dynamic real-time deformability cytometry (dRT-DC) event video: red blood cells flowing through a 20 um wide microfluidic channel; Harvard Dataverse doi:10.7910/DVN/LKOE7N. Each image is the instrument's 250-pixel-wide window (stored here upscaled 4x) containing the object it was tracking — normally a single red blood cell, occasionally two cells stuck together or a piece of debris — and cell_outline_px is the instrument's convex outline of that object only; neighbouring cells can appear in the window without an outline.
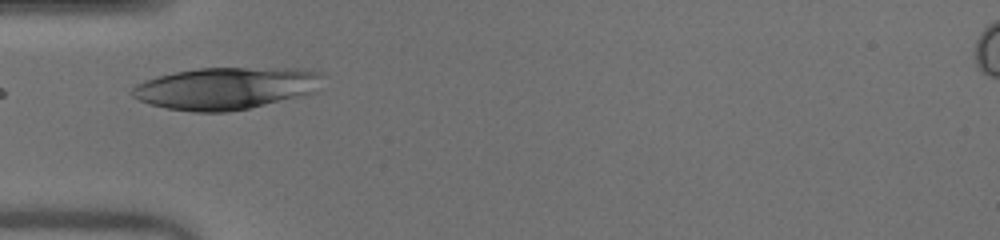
{"species": "human", "species_latin": "Homo sapiens", "temperature_condition": "warm", "stored_images_in_passage": 17, "camera_frame_rate_fps": 3000, "um_per_image_px": 0.085, "donor": {"sex": "male"}, "frame": {"image": 1, "passage_image": 1, "time_ms": 0.0, "image_size_px": [1000, 240], "cell_outline_px": [[320, 76], [316, 92], [304, 96], [248, 108], [228, 112], [192, 112], [168, 108], [148, 104], [132, 96], [132, 88], [136, 84], [160, 76], [176, 72], [200, 68], [304, 68], [320, 72]], "centroid_in_image_um": [19.23, 7.5], "position_along_channel_um": 65.8, "area_um2": 46.59}}
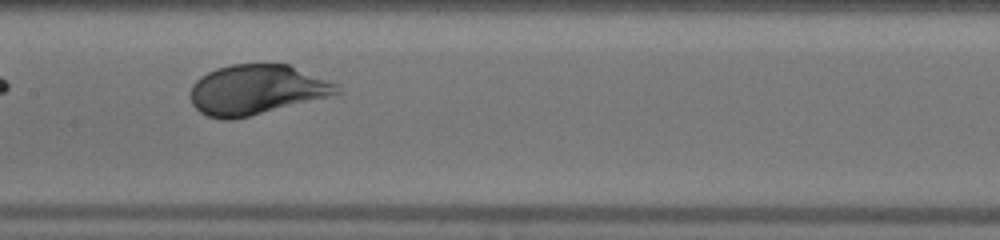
{"frame": {"image": 2, "passage_image": 10, "time_ms": 3.0, "image_size_px": [1000, 240], "cell_outline_px": [[344, 92], [232, 120], [220, 120], [208, 116], [200, 112], [192, 104], [192, 84], [200, 76], [216, 68], [232, 64], [288, 64], [336, 84]], "centroid_in_image_um": [21.76, 7.62], "position_along_channel_um": 185.6, "area_um2": 42.02}}